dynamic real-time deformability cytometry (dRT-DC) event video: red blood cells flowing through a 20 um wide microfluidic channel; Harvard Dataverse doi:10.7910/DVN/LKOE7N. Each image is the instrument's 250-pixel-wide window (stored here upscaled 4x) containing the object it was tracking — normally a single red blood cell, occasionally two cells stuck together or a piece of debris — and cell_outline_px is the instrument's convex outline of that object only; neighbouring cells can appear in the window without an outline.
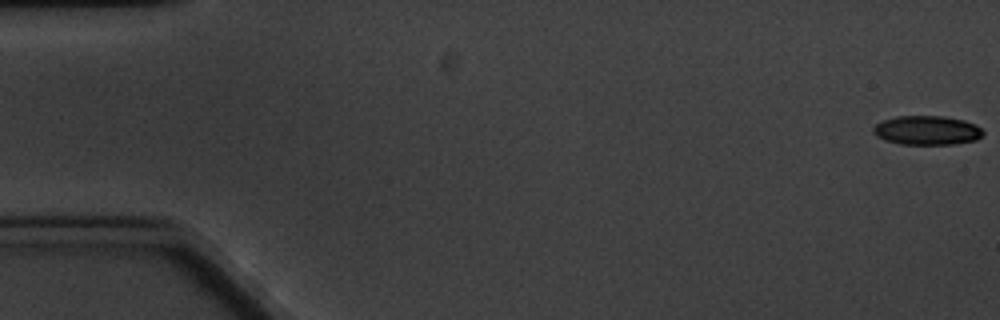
{"species": "common noctule bat (a hibernating species)", "species_latin": "Nyctalus noctula", "temperature_condition": "cold", "stored_images_in_passage": 5, "camera_frame_rate_fps": 3000, "um_per_image_px": 0.085, "animal": {"sex": "male", "body_mass_g": 20.1, "forearm_length_mm": 53.5}, "frame": {"image": 1, "passage_image": 1, "time_ms": 0.0, "image_size_px": [1000, 320], "cell_outline_px": [[984, 136], [976, 140], [952, 144], [900, 144], [884, 140], [876, 136], [872, 132], [872, 128], [876, 124], [884, 120], [896, 116], [944, 116], [964, 120], [976, 124], [984, 132]], "centroid_in_image_um": [78.8, 11.08], "position_along_channel_um": 6.2, "area_um2": 18.79}}
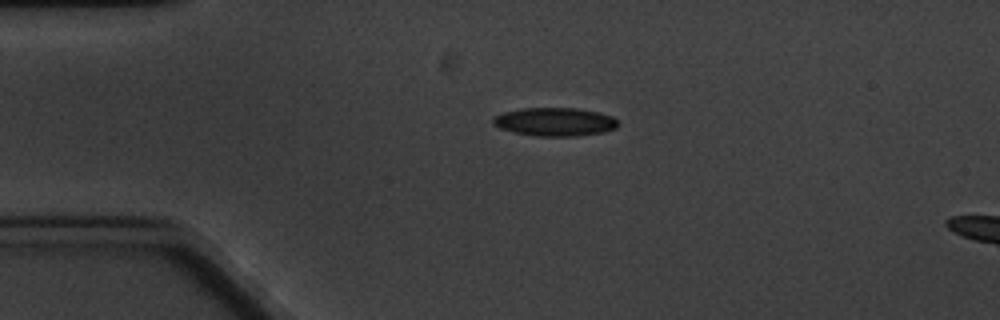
{"frame": {"image": 2, "passage_image": 4, "time_ms": 4.333, "image_size_px": [1000, 320], "cell_outline_px": [[616, 128], [604, 132], [576, 136], [536, 136], [512, 132], [500, 128], [492, 124], [492, 116], [504, 112], [524, 108], [576, 108], [596, 112], [612, 116], [616, 120]], "centroid_in_image_um": [47.11, 10.36], "position_along_channel_um": 37.9, "area_um2": 20.63}}